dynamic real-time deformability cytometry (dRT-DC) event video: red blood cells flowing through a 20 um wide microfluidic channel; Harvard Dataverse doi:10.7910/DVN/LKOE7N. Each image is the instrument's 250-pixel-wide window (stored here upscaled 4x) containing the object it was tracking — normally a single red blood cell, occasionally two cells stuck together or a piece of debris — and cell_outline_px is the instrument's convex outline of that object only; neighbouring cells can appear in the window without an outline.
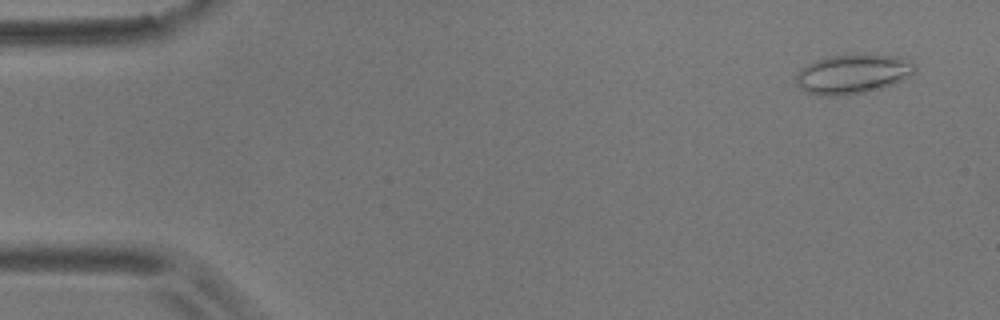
{"species": "common noctule bat (a hibernating species)", "species_latin": "Nyctalus noctula", "temperature_condition": "room temperature", "stored_images_in_passage": 56, "camera_frame_rate_fps": 3000, "um_per_image_px": 0.085, "animal": {"sex": "male", "body_mass_g": 17.9}, "frame": {"image": 1, "passage_image": 3, "time_ms": 0.667, "image_size_px": [1000, 320], "cell_outline_px": [[916, 72], [904, 80], [880, 88], [864, 92], [836, 96], [824, 96], [808, 92], [800, 88], [796, 84], [796, 72], [800, 68], [816, 60], [828, 56], [860, 52], [864, 52], [896, 56], [908, 60], [916, 64]], "centroid_in_image_um": [72.5, 6.25], "position_along_channel_um": 12.5, "area_um2": 27.92}}
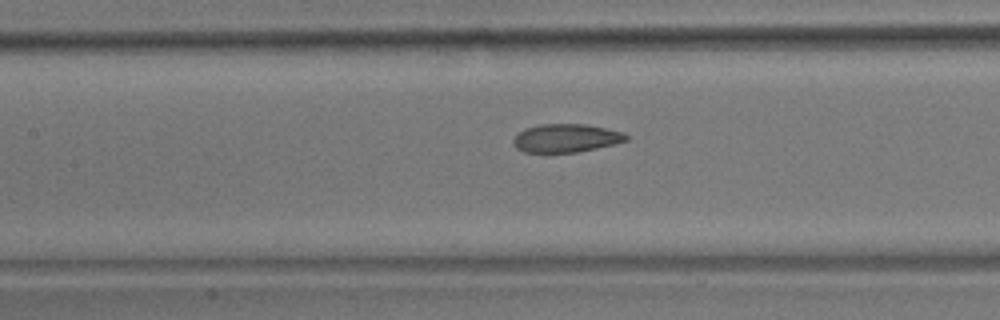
{"frame": {"image": 2, "passage_image": 25, "time_ms": 8.0, "image_size_px": [1000, 320], "cell_outline_px": [[628, 140], [596, 148], [576, 152], [524, 152], [516, 148], [512, 144], [512, 140], [524, 128], [540, 124], [584, 124], [624, 132], [628, 136]], "centroid_in_image_um": [48.08, 11.73], "position_along_channel_um": 159.3, "area_um2": 18.5}}
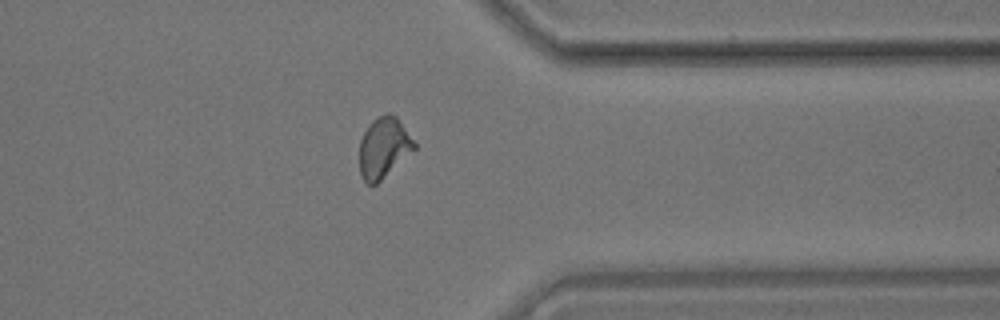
{"frame": {"image": 3, "passage_image": 44, "time_ms": 14.333, "image_size_px": [1000, 320], "cell_outline_px": [[416, 148], [376, 184], [368, 184], [364, 180], [360, 172], [360, 140], [368, 124], [372, 120], [388, 112], [396, 116], [416, 144]], "centroid_in_image_um": [32.6, 12.53], "position_along_channel_um": 378.8, "area_um2": 19.02}, "authors_computed_cell_mechanics": {"area_um2": 19.3341, "velocity_mm_per_s": 3.5738, "shape_relaxation_time_tau1_ms": null, "shape_relaxation_time_tau2_ms": 2.0502, "deformation_change_tau1": null, "deformation_change_tau2": 0.056}}